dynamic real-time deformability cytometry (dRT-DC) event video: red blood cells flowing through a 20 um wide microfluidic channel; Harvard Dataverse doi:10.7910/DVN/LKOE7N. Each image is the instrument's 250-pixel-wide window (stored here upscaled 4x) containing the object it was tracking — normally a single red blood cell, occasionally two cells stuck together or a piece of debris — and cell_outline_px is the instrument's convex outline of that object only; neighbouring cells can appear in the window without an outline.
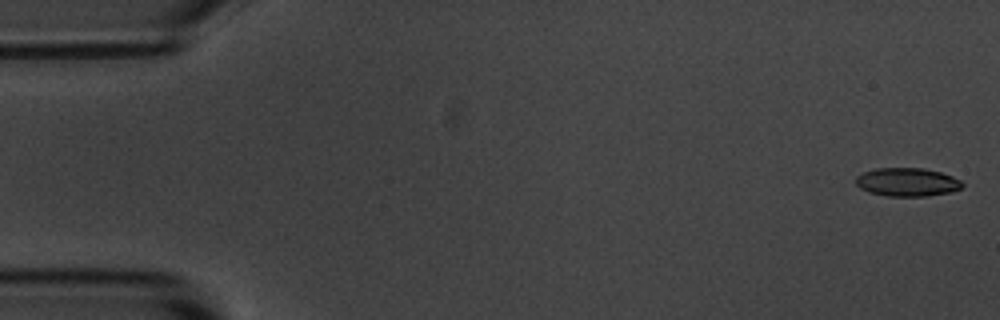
{"species": "common noctule bat (a hibernating species)", "species_latin": "Nyctalus noctula", "temperature_condition": "room temperature", "stored_images_in_passage": 5, "camera_frame_rate_fps": 3000, "um_per_image_px": 0.085, "animal": {"sex": "male", "body_mass_g": 20.1, "forearm_length_mm": 53.5}, "frame": {"image": 1, "passage_image": 1, "time_ms": 0.0, "image_size_px": [1000, 320], "cell_outline_px": [[964, 184], [960, 188], [952, 192], [924, 196], [888, 196], [868, 192], [860, 188], [856, 184], [856, 176], [864, 172], [876, 168], [924, 168], [940, 172], [952, 176], [960, 180]], "centroid_in_image_um": [77.1, 15.48], "position_along_channel_um": 7.9, "area_um2": 17.63}}
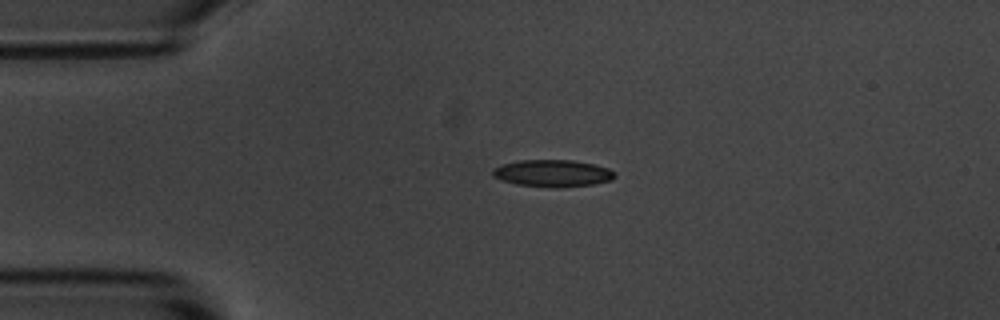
{"frame": {"image": 2, "passage_image": 4, "time_ms": 3.667, "image_size_px": [1000, 320], "cell_outline_px": [[616, 176], [612, 180], [592, 184], [556, 188], [552, 188], [516, 184], [492, 176], [492, 168], [500, 164], [520, 160], [572, 160], [596, 164], [608, 168], [616, 172]], "centroid_in_image_um": [46.98, 14.72], "position_along_channel_um": 38.0, "area_um2": 19.42}}